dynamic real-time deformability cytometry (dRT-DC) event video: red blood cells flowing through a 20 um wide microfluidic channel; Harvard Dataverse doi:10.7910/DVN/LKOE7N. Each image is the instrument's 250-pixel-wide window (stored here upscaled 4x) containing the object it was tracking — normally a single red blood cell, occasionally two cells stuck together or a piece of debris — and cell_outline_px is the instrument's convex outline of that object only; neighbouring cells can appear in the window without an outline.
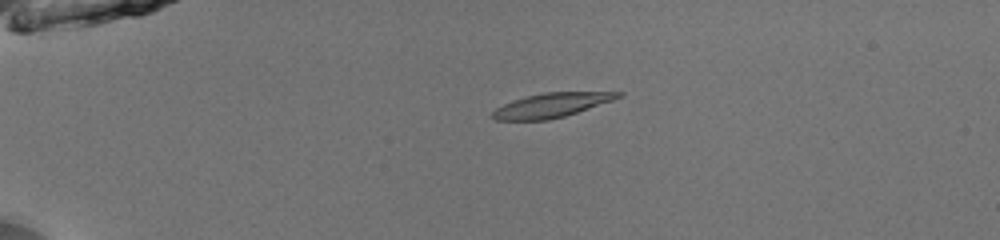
{"species": "common noctule bat (a hibernating species)", "species_latin": "Nyctalus noctula", "temperature_condition": "room temperature", "stored_images_in_passage": 40, "camera_frame_rate_fps": 3000, "um_per_image_px": 0.085, "animal": {"sex": "male", "body_mass_g": 13.0, "forearm_length_mm": 53.1}, "frame": {"image": 1, "passage_image": 1, "time_ms": 0.0, "image_size_px": [1000, 240], "cell_outline_px": [[624, 96], [564, 116], [548, 120], [496, 120], [492, 116], [492, 112], [496, 108], [512, 100], [544, 92], [624, 92]], "centroid_in_image_um": [46.87, 8.94], "position_along_channel_um": 38.1, "area_um2": 17.51}}
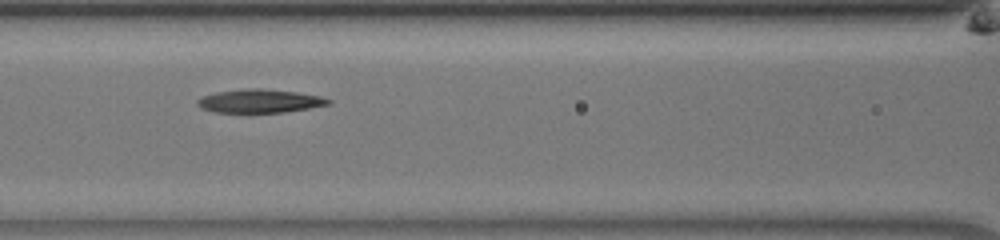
{"frame": {"image": 2, "passage_image": 13, "time_ms": 4.0, "image_size_px": [1000, 240], "cell_outline_px": [[332, 104], [284, 112], [216, 112], [200, 108], [196, 104], [196, 100], [200, 96], [216, 92], [252, 88], [260, 88], [296, 92], [320, 96], [332, 100]], "centroid_in_image_um": [22.05, 8.58], "position_along_channel_um": 144.5, "area_um2": 17.86}}
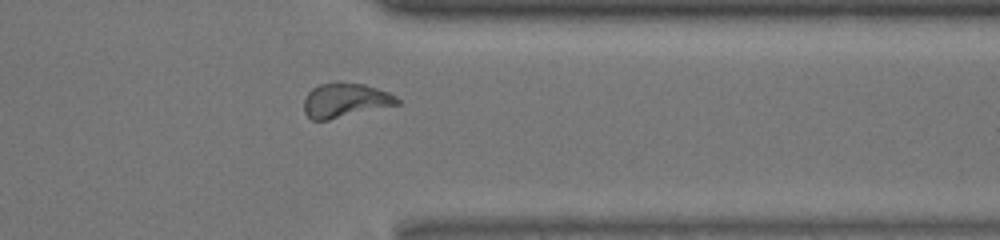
{"frame": {"image": 3, "passage_image": 31, "time_ms": 10.0, "image_size_px": [1000, 240], "cell_outline_px": [[400, 104], [328, 120], [312, 120], [304, 112], [304, 100], [308, 92], [312, 88], [320, 84], [364, 84], [388, 92], [396, 96], [400, 100]], "centroid_in_image_um": [29.35, 8.55], "position_along_channel_um": 382.1, "area_um2": 18.26}, "authors_computed_cell_mechanics": {"area_um2": 18.496, "velocity_mm_per_s": 3.9675, "shape_relaxation_time_tau1_ms": 4.1826, "shape_relaxation_time_tau2_ms": 4.412, "deformation_change_tau1": 0.1794, "deformation_change_tau2": 0.0962}}